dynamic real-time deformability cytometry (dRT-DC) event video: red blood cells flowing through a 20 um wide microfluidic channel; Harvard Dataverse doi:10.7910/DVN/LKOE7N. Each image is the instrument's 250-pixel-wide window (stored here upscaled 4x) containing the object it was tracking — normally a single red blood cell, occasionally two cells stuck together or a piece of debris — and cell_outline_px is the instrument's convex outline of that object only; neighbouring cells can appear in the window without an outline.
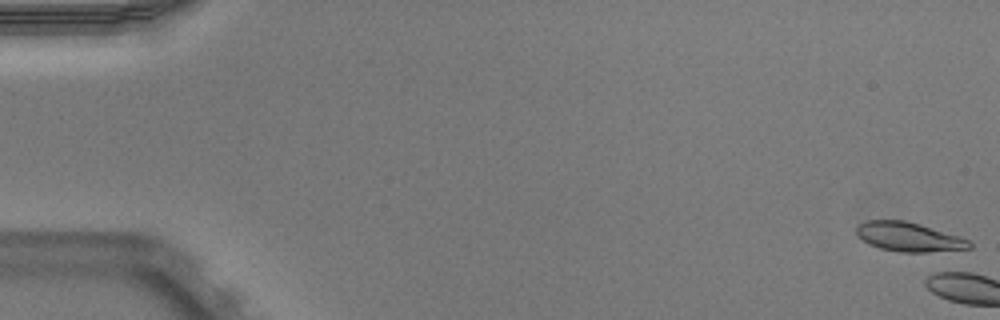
{"species": "Egyptian fruit bat (a non-hibernating species)", "species_latin": "Rousettus aegyptiacus", "temperature_condition": "warm", "stored_images_in_passage": 4, "camera_frame_rate_fps": 3000, "um_per_image_px": 0.085, "animal": {"sex": "male"}, "frame": {"image": 1, "passage_image": 1, "time_ms": 0.0, "image_size_px": [1000, 320], "cell_outline_px": [[972, 248], [928, 252], [900, 252], [880, 248], [868, 244], [856, 232], [856, 228], [860, 224], [868, 220], [904, 220], [920, 224], [960, 236], [968, 240], [972, 244]], "centroid_in_image_um": [77.27, 20.14], "position_along_channel_um": 7.7, "area_um2": 19.07}}